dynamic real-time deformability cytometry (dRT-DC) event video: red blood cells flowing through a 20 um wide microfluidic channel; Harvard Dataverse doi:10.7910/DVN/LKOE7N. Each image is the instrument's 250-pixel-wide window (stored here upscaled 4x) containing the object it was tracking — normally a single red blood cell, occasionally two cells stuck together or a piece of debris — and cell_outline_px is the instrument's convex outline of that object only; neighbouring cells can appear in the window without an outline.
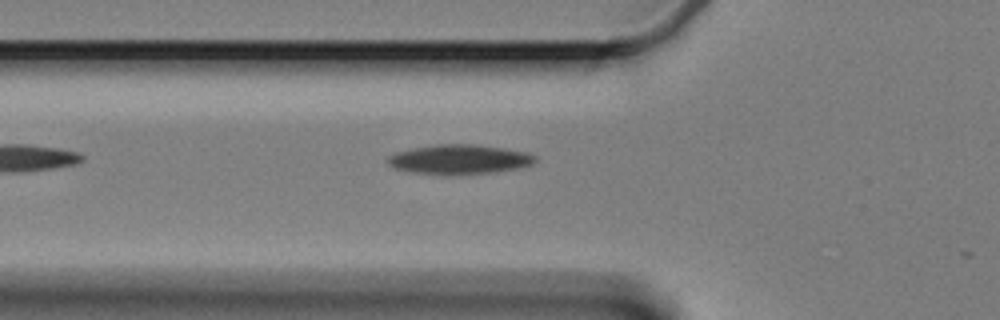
{"species": "Egyptian fruit bat (a non-hibernating species)", "species_latin": "Rousettus aegyptiacus", "temperature_condition": "cold", "stored_images_in_passage": 3, "camera_frame_rate_fps": 3000, "um_per_image_px": 0.085, "animal": {"sex": "female"}, "frame": {"image": 1, "passage_image": 2, "time_ms": 0.333, "image_size_px": [1000, 320], "cell_outline_px": [[536, 160], [532, 164], [516, 168], [492, 172], [416, 172], [396, 168], [388, 164], [388, 156], [396, 152], [436, 144], [476, 144], [528, 152], [536, 156]], "centroid_in_image_um": [39.09, 13.5], "position_along_channel_um": 86.7, "area_um2": 24.16}}